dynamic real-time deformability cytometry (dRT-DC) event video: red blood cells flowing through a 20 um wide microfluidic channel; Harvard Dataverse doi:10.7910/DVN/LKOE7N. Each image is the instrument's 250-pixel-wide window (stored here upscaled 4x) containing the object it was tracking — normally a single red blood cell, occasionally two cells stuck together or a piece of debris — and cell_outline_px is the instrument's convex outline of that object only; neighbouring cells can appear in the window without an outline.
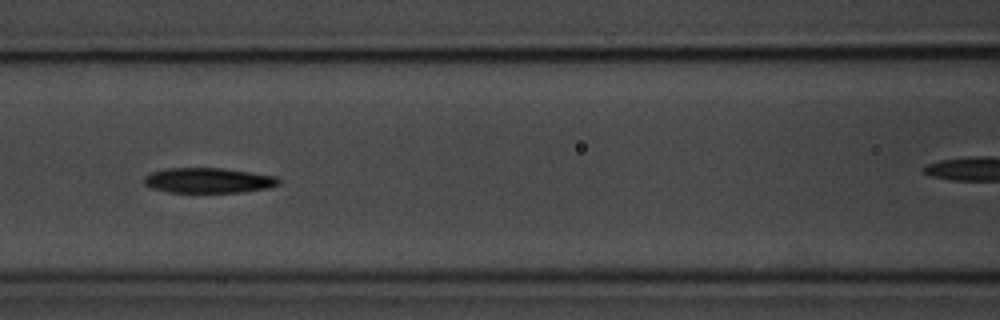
{"species": "common noctule bat (a hibernating species)", "species_latin": "Nyctalus noctula", "temperature_condition": "room temperature", "stored_images_in_passage": 14, "camera_frame_rate_fps": 3000, "um_per_image_px": 0.085, "animal": {"sex": "male", "body_mass_g": 20.1, "forearm_length_mm": 53.5}, "frame": {"image": 1, "passage_image": 5, "time_ms": 5.333, "image_size_px": [1000, 320], "cell_outline_px": [[280, 184], [268, 188], [240, 192], [168, 192], [152, 188], [144, 184], [144, 176], [152, 172], [168, 168], [224, 168], [276, 176], [280, 180]], "centroid_in_image_um": [17.71, 15.33], "position_along_channel_um": 148.9, "area_um2": 19.71}, "authors_computed_cell_mechanics": {"area_um2": 19.8543, "velocity_mm_per_s": 3.6859, "shape_relaxation_time_tau1_ms": 3.8092, "shape_relaxation_time_tau2_ms": null, "deformation_change_tau1": 0.1419, "deformation_change_tau2": null}}